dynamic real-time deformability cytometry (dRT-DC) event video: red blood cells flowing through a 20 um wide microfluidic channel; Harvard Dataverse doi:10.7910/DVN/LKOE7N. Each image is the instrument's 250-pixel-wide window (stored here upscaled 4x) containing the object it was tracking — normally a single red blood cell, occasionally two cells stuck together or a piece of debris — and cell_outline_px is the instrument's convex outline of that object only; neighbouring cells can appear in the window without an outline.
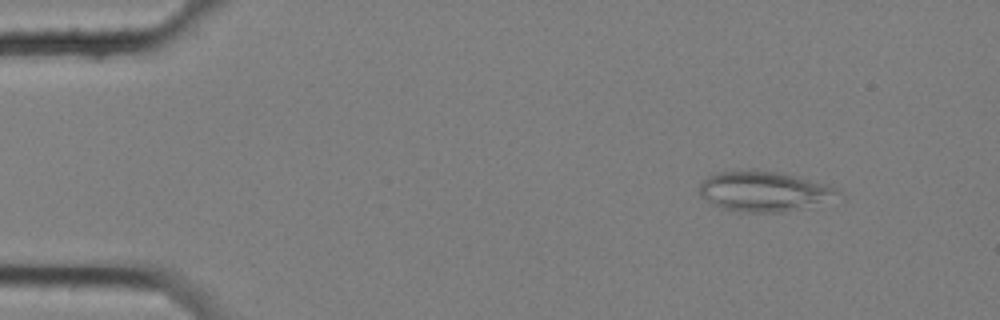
{"species": "common noctule bat (a hibernating species)", "species_latin": "Nyctalus noctula", "temperature_condition": "cold", "stored_images_in_passage": 56, "camera_frame_rate_fps": 3000, "um_per_image_px": 0.085, "animal": {"sex": "female", "body_mass_g": 25.1}, "frame": {"image": 1, "passage_image": 5, "time_ms": 1.333, "image_size_px": [1000, 320], "cell_outline_px": [[844, 196], [780, 212], [748, 212], [724, 208], [712, 204], [700, 196], [700, 184], [708, 176], [720, 172], [752, 168], [776, 172], [796, 176], [828, 184], [836, 188]], "centroid_in_image_um": [64.92, 16.23], "position_along_channel_um": 20.1, "area_um2": 32.08}}
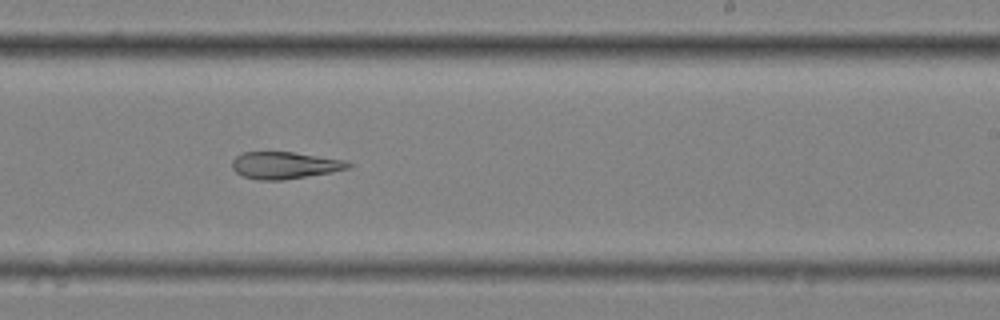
{"frame": {"image": 2, "passage_image": 34, "time_ms": 11.0, "image_size_px": [1000, 320], "cell_outline_px": [[352, 164], [348, 168], [332, 172], [280, 180], [260, 180], [244, 176], [236, 172], [232, 168], [232, 160], [236, 156], [244, 152], [292, 152], [348, 160]], "centroid_in_image_um": [24.21, 14.04], "position_along_channel_um": 264.8, "area_um2": 18.15}}
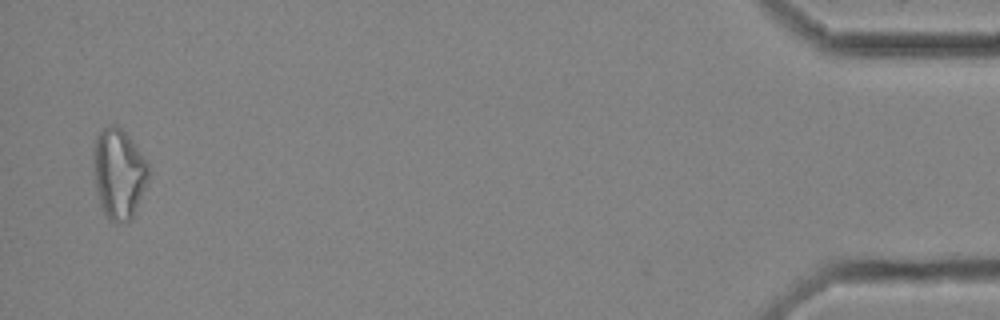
{"frame": {"image": 3, "passage_image": 55, "time_ms": 18.0, "image_size_px": [1000, 320], "cell_outline_px": [[148, 180], [132, 216], [128, 220], [108, 220], [100, 208], [92, 168], [92, 156], [96, 136], [108, 124], [116, 124], [132, 140], [148, 160]], "centroid_in_image_um": [10.06, 14.7], "position_along_channel_um": 425.1, "area_um2": 28.96}}